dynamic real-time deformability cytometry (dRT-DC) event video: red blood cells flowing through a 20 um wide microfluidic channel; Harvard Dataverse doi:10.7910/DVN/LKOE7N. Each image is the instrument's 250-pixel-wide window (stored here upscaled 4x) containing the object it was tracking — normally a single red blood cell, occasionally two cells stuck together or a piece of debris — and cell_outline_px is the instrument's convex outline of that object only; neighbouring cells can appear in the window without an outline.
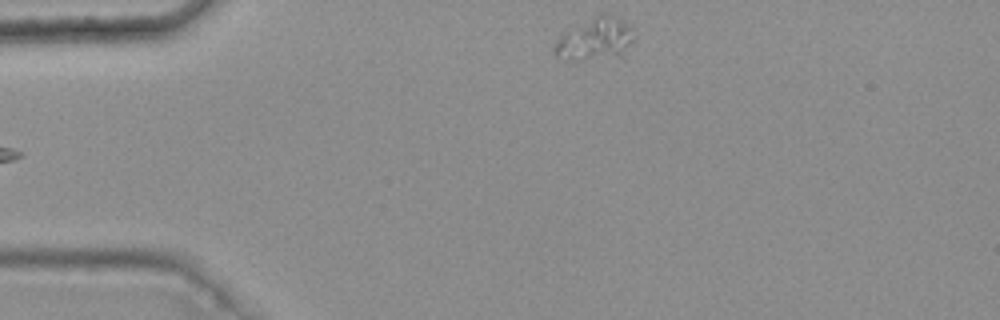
{"species": "common noctule bat (a hibernating species)", "species_latin": "Nyctalus noctula", "temperature_condition": "warm", "stored_images_in_passage": 4, "camera_frame_rate_fps": 3000, "um_per_image_px": 0.085, "animal": {"sex": "female", "body_mass_g": 25.1}, "frame": {"image": 1, "passage_image": 4, "time_ms": 1.0, "image_size_px": [1000, 320], "cell_outline_px": [[636, 40], [620, 56], [584, 60], [564, 60], [556, 56], [552, 52], [552, 48], [556, 40], [560, 36], [592, 16], [600, 12], [608, 12], [616, 16], [628, 24], [636, 36]], "centroid_in_image_um": [50.6, 3.31], "position_along_channel_um": 34.4, "area_um2": 20.06}}